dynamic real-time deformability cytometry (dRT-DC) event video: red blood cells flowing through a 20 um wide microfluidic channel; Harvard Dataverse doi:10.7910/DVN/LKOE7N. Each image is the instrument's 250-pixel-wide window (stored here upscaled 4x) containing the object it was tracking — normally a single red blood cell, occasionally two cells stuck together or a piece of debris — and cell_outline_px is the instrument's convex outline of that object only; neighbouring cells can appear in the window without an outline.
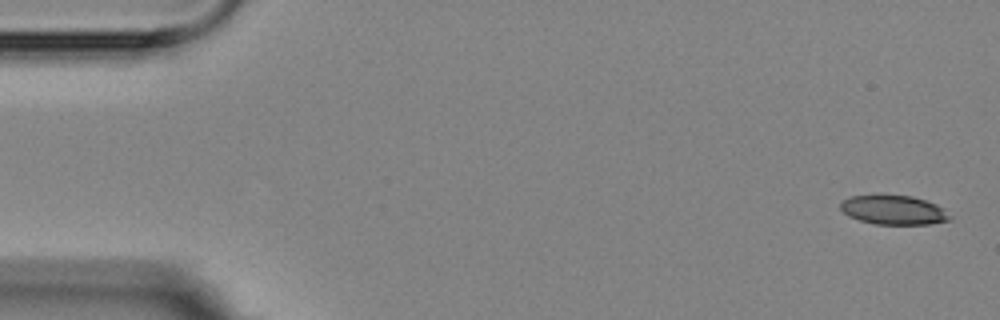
{"species": "Egyptian fruit bat (a non-hibernating species)", "species_latin": "Rousettus aegyptiacus", "temperature_condition": "room temperature", "stored_images_in_passage": 6, "camera_frame_rate_fps": 3000, "um_per_image_px": 0.085, "animal": {"sex": "female"}, "frame": {"image": 1, "passage_image": 1, "time_ms": 0.0, "image_size_px": [1000, 320], "cell_outline_px": [[952, 220], [928, 224], [876, 224], [860, 220], [848, 216], [840, 208], [840, 204], [844, 200], [852, 196], [912, 196], [936, 204], [944, 208], [952, 216]], "centroid_in_image_um": [76.01, 17.87], "position_along_channel_um": 9.0, "area_um2": 18.38}}
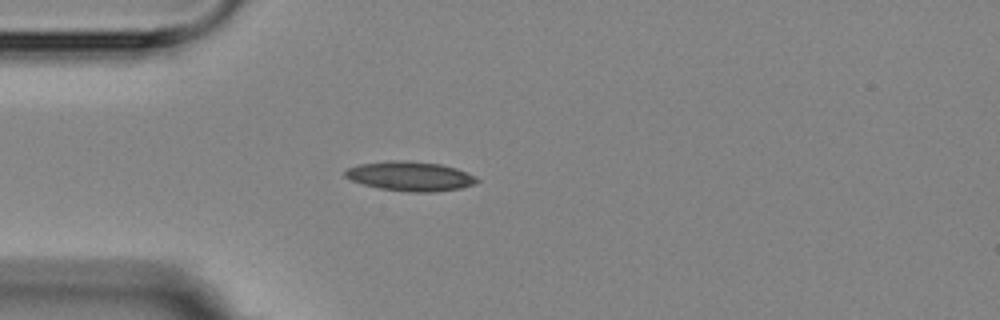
{"frame": {"image": 2, "passage_image": 4, "time_ms": 4.333, "image_size_px": [1000, 320], "cell_outline_px": [[480, 180], [472, 184], [460, 188], [436, 192], [412, 192], [380, 188], [364, 184], [352, 180], [344, 176], [344, 172], [348, 168], [356, 164], [388, 160], [404, 160], [440, 164], [456, 168], [476, 176]], "centroid_in_image_um": [34.85, 14.96], "position_along_channel_um": 50.1, "area_um2": 22.6}}
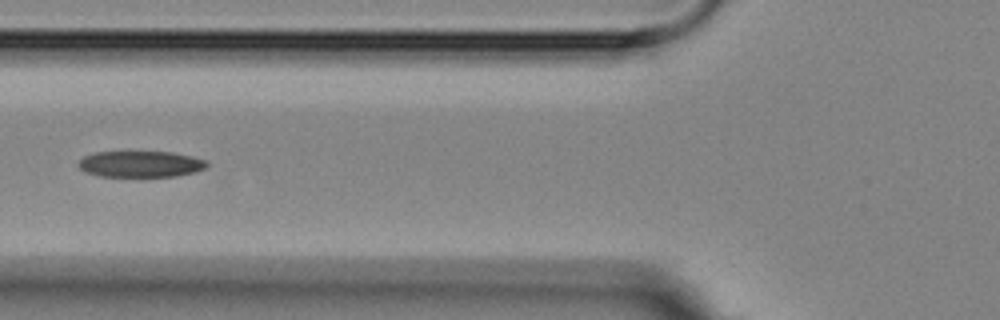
{"frame": {"image": 3, "passage_image": 6, "time_ms": 6.333, "image_size_px": [1000, 320], "cell_outline_px": [[208, 164], [204, 168], [196, 172], [176, 176], [100, 176], [84, 172], [76, 164], [84, 156], [96, 152], [172, 152], [204, 160]], "centroid_in_image_um": [11.9, 13.95], "position_along_channel_um": 113.9, "area_um2": 19.42}}